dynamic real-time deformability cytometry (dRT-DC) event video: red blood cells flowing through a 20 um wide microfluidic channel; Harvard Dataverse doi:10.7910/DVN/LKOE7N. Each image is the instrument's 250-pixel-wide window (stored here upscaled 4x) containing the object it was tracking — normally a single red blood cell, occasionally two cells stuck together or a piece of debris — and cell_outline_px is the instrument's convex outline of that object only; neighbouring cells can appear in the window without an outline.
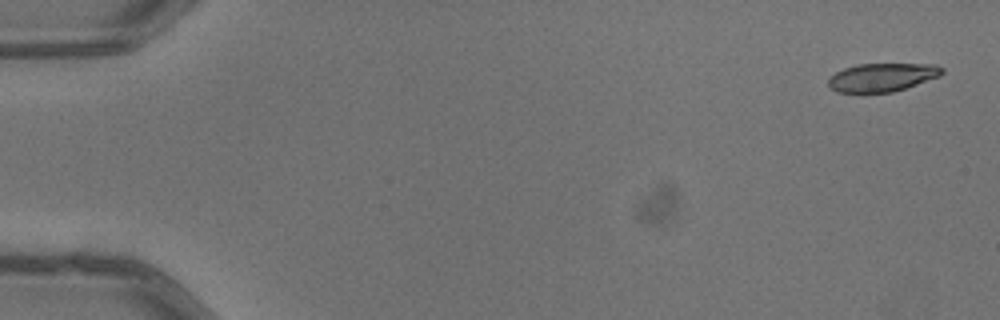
{"species": "common noctule bat (a hibernating species)", "species_latin": "Nyctalus noctula", "temperature_condition": "warm", "stored_images_in_passage": 5, "camera_frame_rate_fps": 3000, "um_per_image_px": 0.085, "animal": {"sex": "male", "body_mass_g": 13.3}, "frame": {"image": 1, "passage_image": 1, "time_ms": 0.0, "image_size_px": [1000, 320], "cell_outline_px": [[944, 72], [940, 76], [892, 92], [860, 96], [836, 92], [828, 88], [828, 80], [836, 72], [844, 68], [856, 64], [936, 64], [944, 68]], "centroid_in_image_um": [74.91, 6.62], "position_along_channel_um": 10.1, "area_um2": 19.54}}
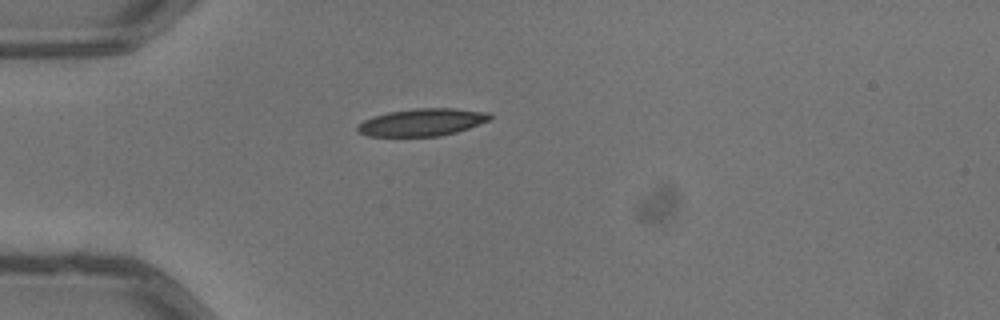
{"frame": {"image": 2, "passage_image": 4, "time_ms": 1.0, "image_size_px": [1000, 320], "cell_outline_px": [[492, 120], [456, 132], [440, 136], [368, 136], [356, 132], [356, 124], [372, 116], [388, 112], [416, 108], [456, 108], [488, 112], [492, 116]], "centroid_in_image_um": [35.86, 10.39], "position_along_channel_um": 49.1, "area_um2": 21.39}}